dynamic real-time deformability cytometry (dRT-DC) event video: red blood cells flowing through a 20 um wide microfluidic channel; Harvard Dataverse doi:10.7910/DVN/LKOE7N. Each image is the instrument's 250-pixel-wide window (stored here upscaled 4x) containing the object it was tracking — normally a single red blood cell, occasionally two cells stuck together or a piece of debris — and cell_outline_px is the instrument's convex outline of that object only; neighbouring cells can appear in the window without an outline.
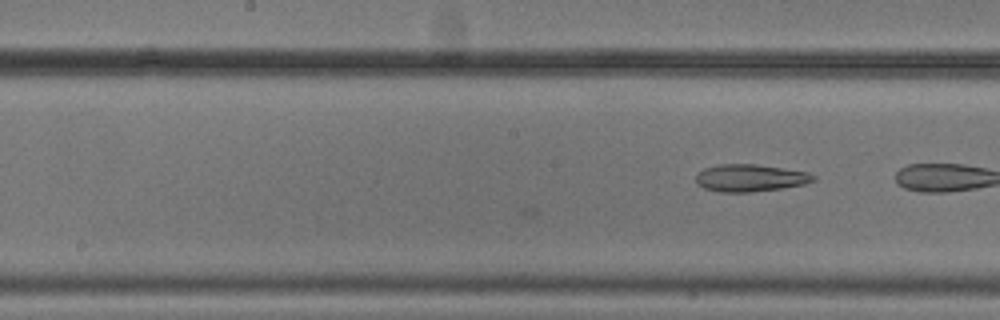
{"species": "common noctule bat (a hibernating species)", "species_latin": "Nyctalus noctula", "temperature_condition": "cold", "stored_images_in_passage": 9, "camera_frame_rate_fps": 3000, "um_per_image_px": 0.085, "animal": {"sex": "male", "body_mass_g": 20.5, "forearm_length_mm": 52.5}, "frame": {"image": 1, "passage_image": 9, "time_ms": 2.667, "image_size_px": [1000, 320], "cell_outline_px": [[816, 180], [804, 184], [780, 188], [748, 192], [720, 192], [704, 188], [696, 180], [696, 172], [704, 168], [720, 164], [756, 164], [808, 172], [816, 176]], "centroid_in_image_um": [63.76, 15.11], "position_along_channel_um": 184.4, "area_um2": 18.55}}